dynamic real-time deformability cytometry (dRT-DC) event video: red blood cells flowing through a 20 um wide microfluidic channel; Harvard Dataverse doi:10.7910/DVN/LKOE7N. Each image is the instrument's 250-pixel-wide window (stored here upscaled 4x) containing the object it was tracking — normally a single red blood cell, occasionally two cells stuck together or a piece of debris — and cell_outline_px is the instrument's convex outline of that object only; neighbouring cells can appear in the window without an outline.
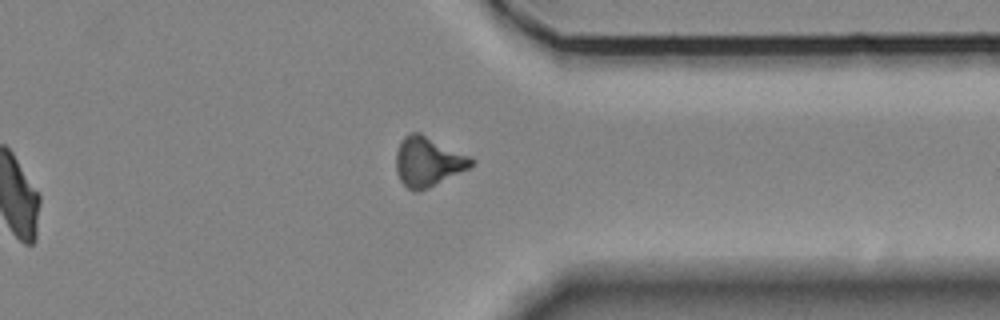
{"species": "Egyptian fruit bat (a non-hibernating species)", "species_latin": "Rousettus aegyptiacus", "temperature_condition": "room temperature", "stored_images_in_passage": 13, "segment_of_instrument_passage": [2, 2], "camera_frame_rate_fps": 3000, "um_per_image_px": 0.085, "animal": {"sex": "female"}, "frame": {"image": 1, "passage_image": 13, "time_ms": 4.0, "image_size_px": [1000, 320], "cell_outline_px": [[476, 160], [472, 168], [420, 192], [416, 192], [408, 188], [400, 180], [396, 172], [396, 152], [404, 136], [412, 132], [420, 132], [472, 156]], "centroid_in_image_um": [36.44, 13.75], "position_along_channel_um": 375.0, "area_um2": 22.25}}